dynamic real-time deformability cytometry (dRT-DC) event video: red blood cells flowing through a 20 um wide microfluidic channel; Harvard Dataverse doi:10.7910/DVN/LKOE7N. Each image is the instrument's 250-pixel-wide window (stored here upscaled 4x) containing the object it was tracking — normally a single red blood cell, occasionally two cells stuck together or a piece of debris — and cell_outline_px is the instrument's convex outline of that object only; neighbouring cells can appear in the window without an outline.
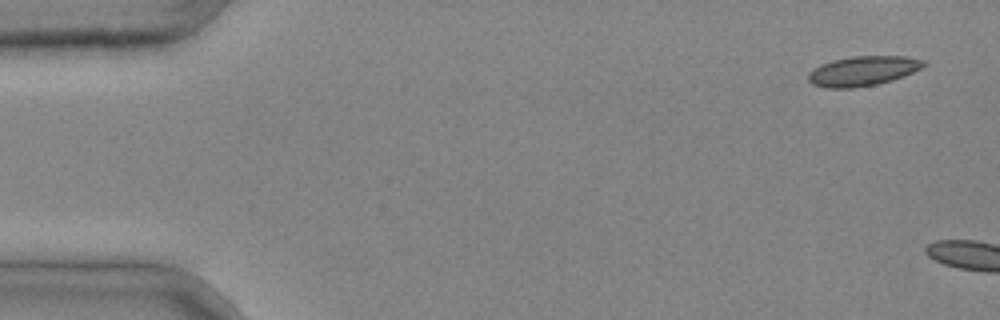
{"species": "common noctule bat (a hibernating species)", "species_latin": "Nyctalus noctula", "temperature_condition": "cold", "stored_images_in_passage": 3, "camera_frame_rate_fps": 3000, "um_per_image_px": 0.085, "animal": {"sex": "male", "body_mass_g": 20.4}, "frame": {"image": 1, "passage_image": 1, "time_ms": 0.0, "image_size_px": [1000, 320], "cell_outline_px": [[928, 64], [904, 76], [892, 80], [876, 84], [852, 88], [824, 88], [812, 84], [808, 80], [808, 72], [820, 64], [832, 60], [852, 56], [904, 56], [924, 60]], "centroid_in_image_um": [73.31, 6.03], "position_along_channel_um": 11.7, "area_um2": 20.06}}